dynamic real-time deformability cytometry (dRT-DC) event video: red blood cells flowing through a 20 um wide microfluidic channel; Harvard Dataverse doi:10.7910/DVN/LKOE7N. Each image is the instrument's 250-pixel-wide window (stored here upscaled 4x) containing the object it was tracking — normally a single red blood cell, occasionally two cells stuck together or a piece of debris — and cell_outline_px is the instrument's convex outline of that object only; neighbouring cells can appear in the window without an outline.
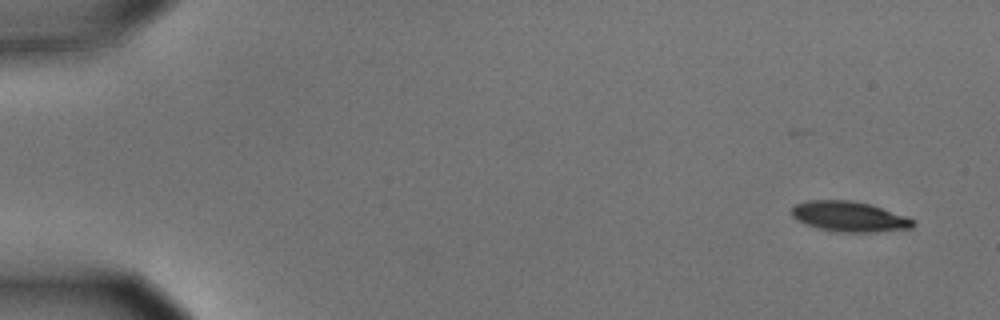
{"species": "common noctule bat (a hibernating species)", "species_latin": "Nyctalus noctula", "temperature_condition": "cold", "stored_images_in_passage": 5, "camera_frame_rate_fps": 3000, "um_per_image_px": 0.085, "animal": {"sex": "male", "body_mass_g": 15.6}, "frame": {"image": 1, "passage_image": 1, "time_ms": 0.0, "image_size_px": [1000, 320], "cell_outline_px": [[916, 224], [912, 228], [876, 232], [836, 232], [820, 228], [796, 220], [792, 216], [792, 208], [796, 204], [808, 200], [852, 200], [868, 204], [904, 216], [912, 220]], "centroid_in_image_um": [72.16, 18.41], "position_along_channel_um": 12.8, "area_um2": 21.1}}
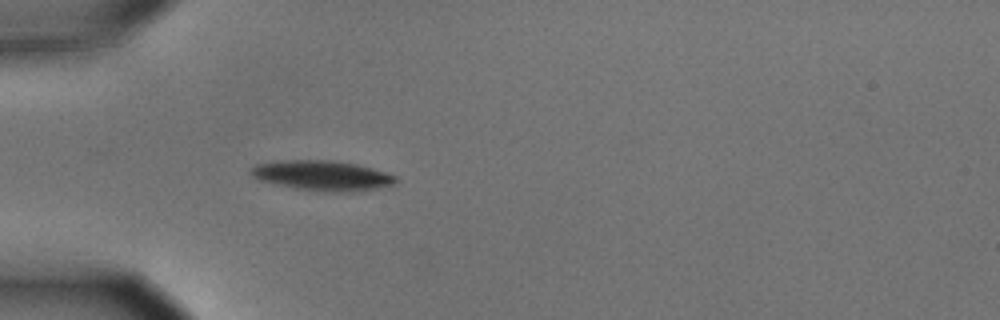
{"frame": {"image": 2, "passage_image": 5, "time_ms": 1.333, "image_size_px": [1000, 320], "cell_outline_px": [[396, 184], [376, 188], [344, 192], [296, 188], [260, 180], [252, 176], [252, 168], [256, 164], [280, 160], [332, 160], [356, 164], [372, 168], [396, 176]], "centroid_in_image_um": [27.4, 14.9], "position_along_channel_um": 57.6, "area_um2": 24.74}}